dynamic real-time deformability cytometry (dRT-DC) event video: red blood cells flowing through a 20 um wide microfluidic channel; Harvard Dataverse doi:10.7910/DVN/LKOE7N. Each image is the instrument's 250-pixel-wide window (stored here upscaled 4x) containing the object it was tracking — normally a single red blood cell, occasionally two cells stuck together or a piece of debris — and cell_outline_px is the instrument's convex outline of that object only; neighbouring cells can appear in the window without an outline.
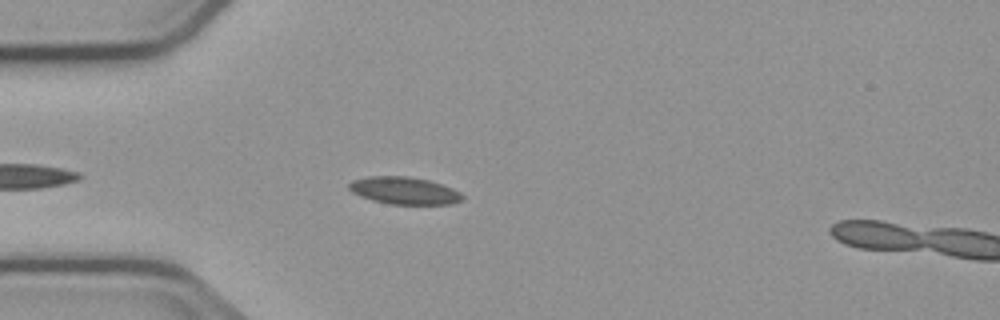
{"species": "common noctule bat (a hibernating species)", "species_latin": "Nyctalus noctula", "temperature_condition": "cold", "stored_images_in_passage": 4, "camera_frame_rate_fps": 3000, "um_per_image_px": 0.085, "animal": {"sex": "male", "body_mass_g": 23.1, "forearm_length_mm": 52.7}, "frame": {"image": 1, "passage_image": 3, "time_ms": 3.0, "image_size_px": [1000, 320], "cell_outline_px": [[464, 196], [460, 200], [452, 204], [388, 204], [372, 200], [360, 196], [352, 192], [348, 188], [348, 184], [352, 180], [368, 176], [408, 176], [428, 180], [452, 188], [460, 192]], "centroid_in_image_um": [34.32, 16.2], "position_along_channel_um": 50.7, "area_um2": 18.03}}